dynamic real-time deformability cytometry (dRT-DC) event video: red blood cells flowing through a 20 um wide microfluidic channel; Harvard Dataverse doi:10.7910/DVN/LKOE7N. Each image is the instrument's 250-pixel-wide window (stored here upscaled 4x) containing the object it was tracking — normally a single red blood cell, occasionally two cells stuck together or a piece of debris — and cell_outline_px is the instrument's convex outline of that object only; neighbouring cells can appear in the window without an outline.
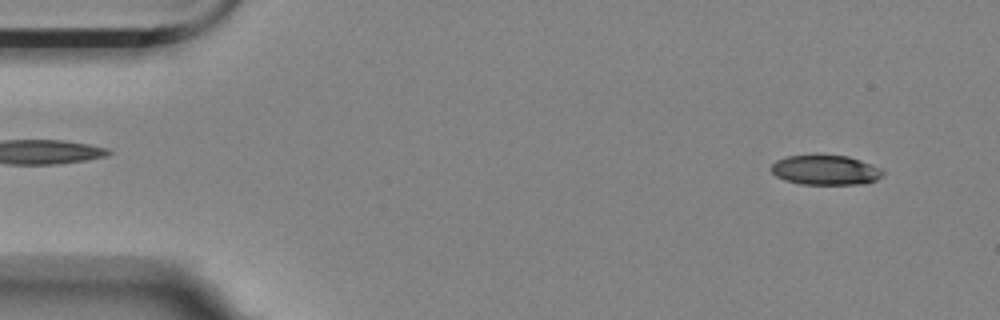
{"species": "Egyptian fruit bat (a non-hibernating species)", "species_latin": "Rousettus aegyptiacus", "temperature_condition": "room temperature", "stored_images_in_passage": 13, "camera_frame_rate_fps": 3000, "um_per_image_px": 0.085, "animal": {"sex": "female"}, "frame": {"image": 1, "passage_image": 4, "time_ms": 1.0, "image_size_px": [1000, 320], "cell_outline_px": [[884, 176], [876, 180], [864, 184], [800, 184], [784, 180], [776, 176], [768, 168], [776, 160], [788, 156], [848, 156], [872, 164], [880, 168], [884, 172]], "centroid_in_image_um": [70.17, 14.47], "position_along_channel_um": 14.8, "area_um2": 19.36}}